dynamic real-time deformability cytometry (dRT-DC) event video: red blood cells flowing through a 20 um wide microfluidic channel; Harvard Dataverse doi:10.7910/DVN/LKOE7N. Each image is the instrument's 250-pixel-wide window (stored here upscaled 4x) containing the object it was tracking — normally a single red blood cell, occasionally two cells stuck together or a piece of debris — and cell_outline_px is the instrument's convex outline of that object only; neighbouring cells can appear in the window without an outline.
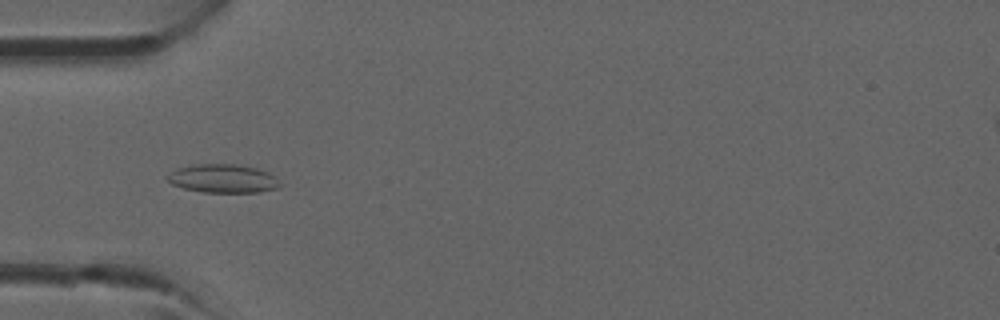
{"species": "common noctule bat (a hibernating species)", "species_latin": "Nyctalus noctula", "temperature_condition": "room temperature", "stored_images_in_passage": 39, "camera_frame_rate_fps": 3000, "um_per_image_px": 0.085, "animal": {"sex": "male", "forearm_length_mm": 52.5}, "frame": {"image": 1, "passage_image": 12, "time_ms": 3.667, "image_size_px": [1000, 320], "cell_outline_px": [[280, 184], [276, 188], [260, 192], [204, 192], [184, 188], [172, 184], [168, 180], [168, 172], [176, 168], [196, 164], [232, 164], [256, 168], [268, 172], [276, 176]], "centroid_in_image_um": [18.94, 15.17], "position_along_channel_um": 66.1, "area_um2": 18.61}}
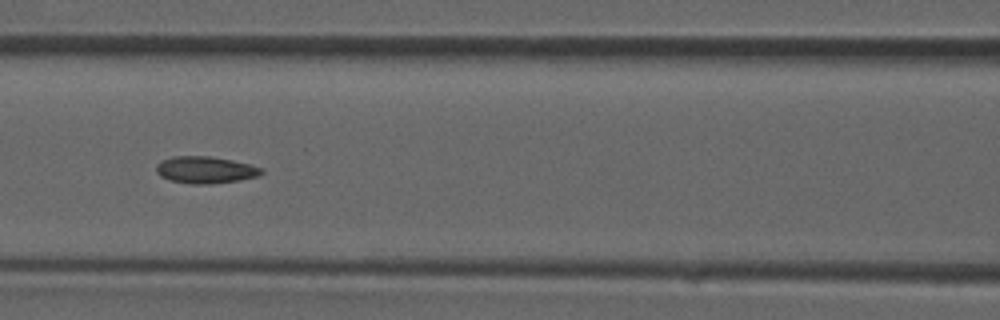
{"frame": {"image": 2, "passage_image": 17, "time_ms": 5.333, "image_size_px": [1000, 320], "cell_outline_px": [[264, 172], [256, 176], [240, 180], [208, 184], [192, 184], [168, 180], [160, 176], [156, 172], [156, 164], [160, 160], [172, 156], [208, 156], [232, 160], [264, 168]], "centroid_in_image_um": [17.41, 14.43], "position_along_channel_um": 149.2, "area_um2": 16.59}}